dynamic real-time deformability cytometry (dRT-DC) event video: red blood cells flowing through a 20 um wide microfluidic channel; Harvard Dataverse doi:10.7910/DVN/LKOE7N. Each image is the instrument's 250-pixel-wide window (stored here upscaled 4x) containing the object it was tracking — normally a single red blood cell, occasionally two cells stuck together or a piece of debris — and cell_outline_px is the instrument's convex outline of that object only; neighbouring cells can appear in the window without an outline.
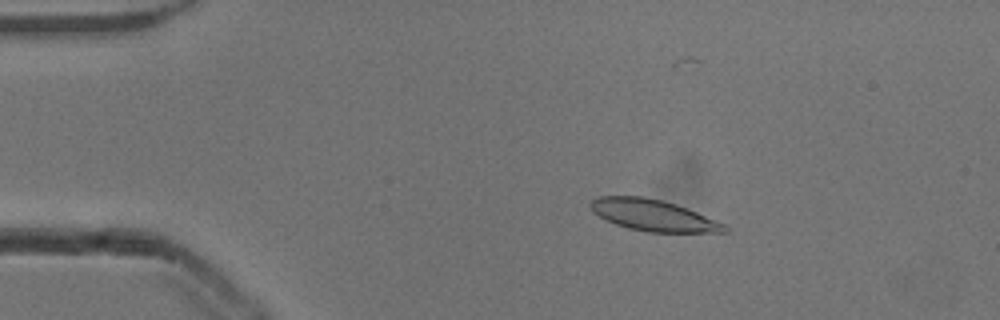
{"species": "common noctule bat (a hibernating species)", "species_latin": "Nyctalus noctula", "temperature_condition": "cold", "stored_images_in_passage": 56, "camera_frame_rate_fps": 3000, "um_per_image_px": 0.085, "animal": {"sex": "male", "body_mass_g": 13.3}, "frame": {"image": 1, "passage_image": 11, "time_ms": 3.333, "image_size_px": [1000, 320], "cell_outline_px": [[728, 232], [648, 232], [628, 228], [604, 220], [592, 212], [588, 204], [592, 200], [600, 196], [644, 196], [664, 200], [688, 208], [724, 224], [728, 228]], "centroid_in_image_um": [55.48, 18.29], "position_along_channel_um": 29.5, "area_um2": 24.62}}
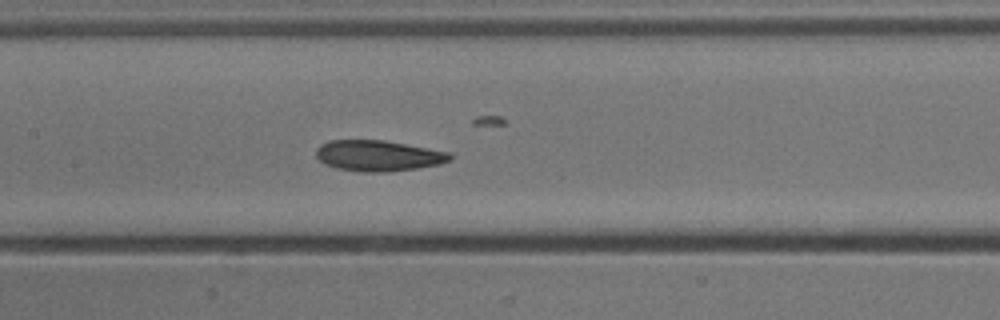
{"frame": {"image": 2, "passage_image": 27, "time_ms": 8.667, "image_size_px": [1000, 320], "cell_outline_px": [[452, 160], [440, 164], [416, 168], [388, 172], [360, 172], [336, 168], [324, 164], [316, 156], [316, 148], [320, 144], [328, 140], [384, 140], [452, 152]], "centroid_in_image_um": [32.16, 13.23], "position_along_channel_um": 175.2, "area_um2": 24.33}}
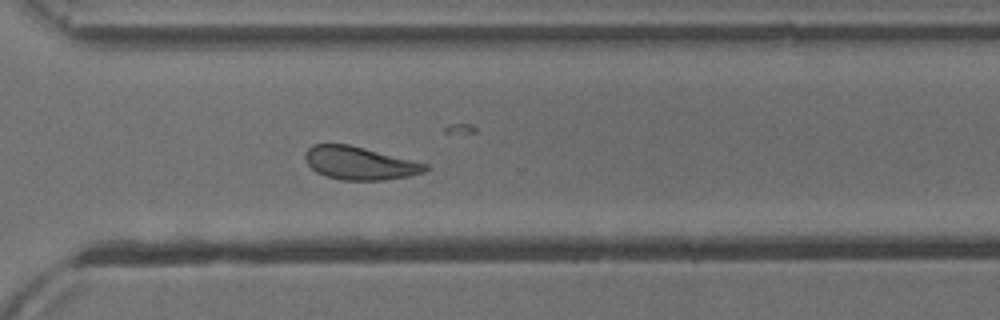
{"frame": {"image": 3, "passage_image": 40, "time_ms": 13.0, "image_size_px": [1000, 320], "cell_outline_px": [[428, 168], [424, 172], [408, 176], [384, 180], [344, 180], [328, 176], [316, 172], [304, 160], [304, 152], [312, 144], [348, 144], [428, 164]], "centroid_in_image_um": [30.54, 13.86], "position_along_channel_um": 340.1, "area_um2": 22.95}, "authors_computed_cell_mechanics": {"area_um2": 24.3627, "velocity_mm_per_s": 3.8134, "shape_relaxation_time_tau1_ms": 5.8611, "shape_relaxation_time_tau2_ms": 3.6374, "deformation_change_tau1": 0.1476, "deformation_change_tau2": 0.1095}}